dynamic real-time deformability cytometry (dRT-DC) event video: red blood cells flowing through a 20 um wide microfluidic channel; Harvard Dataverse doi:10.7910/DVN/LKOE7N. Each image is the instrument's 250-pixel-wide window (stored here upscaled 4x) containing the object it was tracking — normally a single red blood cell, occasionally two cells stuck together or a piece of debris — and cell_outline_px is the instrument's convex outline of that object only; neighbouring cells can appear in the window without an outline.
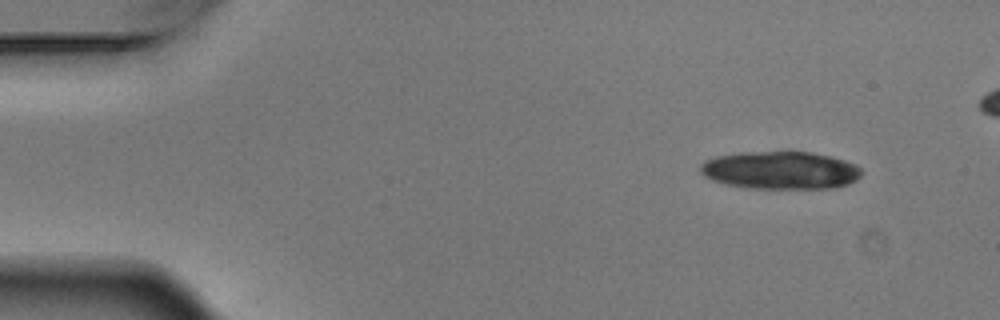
{"species": "Egyptian fruit bat (a non-hibernating species)", "species_latin": "Rousettus aegyptiacus", "temperature_condition": "warm", "stored_images_in_passage": 6, "segment_of_instrument_passage": [2, 2], "camera_frame_rate_fps": 3000, "um_per_image_px": 0.085, "animal": {"sex": "male"}, "frame": {"image": 1, "passage_image": 6, "time_ms": 1.667, "image_size_px": [1000, 320], "cell_outline_px": [[864, 172], [856, 180], [848, 184], [832, 188], [748, 188], [724, 184], [712, 180], [704, 176], [700, 172], [700, 164], [704, 160], [716, 156], [740, 152], [788, 148], [812, 152], [832, 156], [856, 164]], "centroid_in_image_um": [66.33, 14.42], "position_along_channel_um": 18.7, "area_um2": 36.82}}